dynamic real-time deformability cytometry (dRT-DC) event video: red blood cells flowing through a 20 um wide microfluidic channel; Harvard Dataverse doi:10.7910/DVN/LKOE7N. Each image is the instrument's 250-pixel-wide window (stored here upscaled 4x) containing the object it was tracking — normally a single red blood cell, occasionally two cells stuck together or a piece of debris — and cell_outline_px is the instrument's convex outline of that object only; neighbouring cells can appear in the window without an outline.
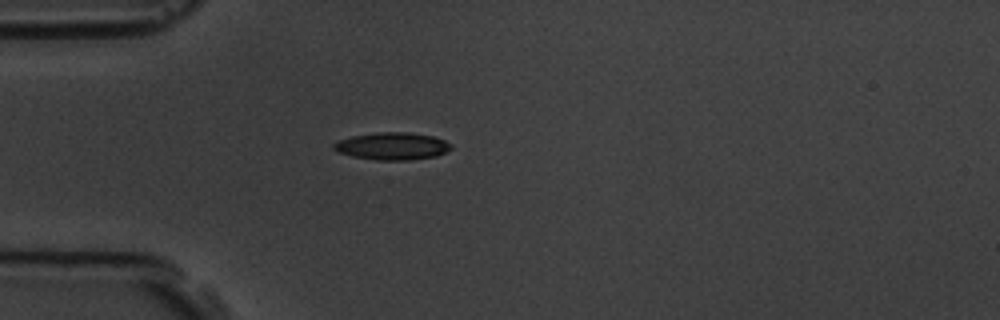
{"species": "common noctule bat (a hibernating species)", "species_latin": "Nyctalus noctula", "temperature_condition": "room temperature", "stored_images_in_passage": 1, "camera_frame_rate_fps": 3000, "um_per_image_px": 0.085, "animal": {"sex": "male", "body_mass_g": 19.5, "forearm_length_mm": 54.6}, "frame": {"image": 1, "passage_image": 1, "time_ms": 0.0, "image_size_px": [1000, 320], "cell_outline_px": [[452, 148], [436, 156], [408, 160], [376, 160], [352, 156], [340, 152], [332, 148], [332, 144], [340, 140], [352, 136], [380, 132], [408, 132], [432, 136], [444, 140], [452, 144]], "centroid_in_image_um": [33.35, 12.42], "position_along_channel_um": 51.7, "area_um2": 18.55}}